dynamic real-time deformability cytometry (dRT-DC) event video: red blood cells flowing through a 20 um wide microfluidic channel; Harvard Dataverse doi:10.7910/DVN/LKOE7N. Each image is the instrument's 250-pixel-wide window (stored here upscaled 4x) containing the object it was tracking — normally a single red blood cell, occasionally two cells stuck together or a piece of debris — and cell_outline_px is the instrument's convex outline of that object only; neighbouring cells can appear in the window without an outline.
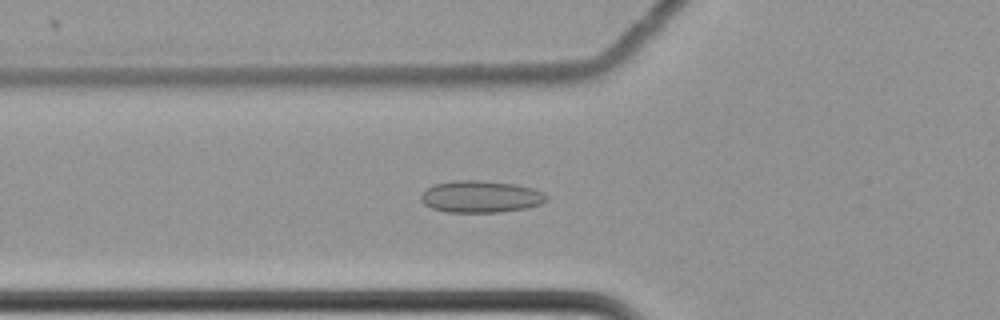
{"species": "common noctule bat (a hibernating species)", "species_latin": "Nyctalus noctula", "temperature_condition": "cold", "stored_images_in_passage": 61, "camera_frame_rate_fps": 3000, "um_per_image_px": 0.085, "animal": {"sex": "female", "body_mass_g": 22.7, "forearm_length_mm": 54.2}, "frame": {"image": 1, "passage_image": 23, "time_ms": 7.333, "image_size_px": [1000, 320], "cell_outline_px": [[548, 200], [540, 204], [524, 208], [500, 212], [444, 212], [432, 208], [424, 204], [420, 200], [420, 196], [432, 184], [452, 180], [484, 180], [512, 184], [532, 188], [544, 192], [548, 196]], "centroid_in_image_um": [40.84, 16.71], "position_along_channel_um": 85.0, "area_um2": 23.47}}
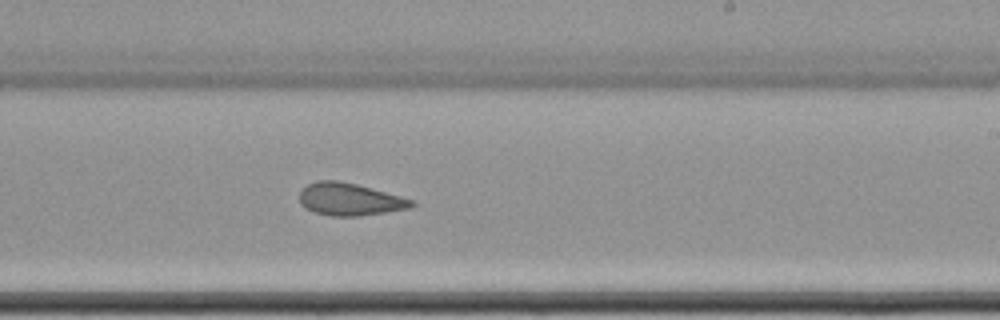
{"frame": {"image": 2, "passage_image": 38, "time_ms": 12.333, "image_size_px": [1000, 320], "cell_outline_px": [[416, 204], [412, 208], [356, 216], [332, 216], [316, 212], [308, 208], [300, 200], [300, 192], [308, 184], [316, 180], [340, 180], [356, 184], [416, 200]], "centroid_in_image_um": [29.79, 16.93], "position_along_channel_um": 259.2, "area_um2": 20.98}}
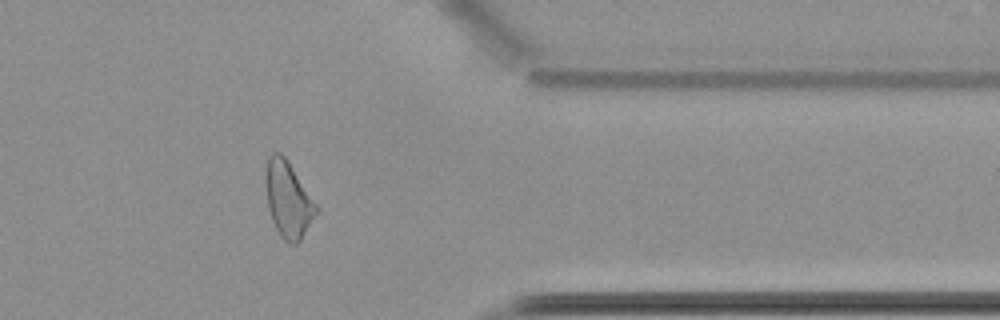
{"frame": {"image": 3, "passage_image": 50, "time_ms": 16.333, "image_size_px": [1000, 320], "cell_outline_px": [[320, 212], [300, 240], [296, 244], [292, 244], [284, 240], [280, 236], [272, 220], [268, 208], [264, 180], [264, 172], [268, 156], [272, 152], [280, 152], [288, 160], [320, 208]], "centroid_in_image_um": [24.5, 16.94], "position_along_channel_um": 386.9, "area_um2": 23.0}, "authors_computed_cell_mechanics": {"area_um2": 23.4668, "velocity_mm_per_s": 3.4878, "shape_relaxation_time_tau1_ms": null, "shape_relaxation_time_tau2_ms": 3.2335, "deformation_change_tau1": null, "deformation_change_tau2": 0.0741}}